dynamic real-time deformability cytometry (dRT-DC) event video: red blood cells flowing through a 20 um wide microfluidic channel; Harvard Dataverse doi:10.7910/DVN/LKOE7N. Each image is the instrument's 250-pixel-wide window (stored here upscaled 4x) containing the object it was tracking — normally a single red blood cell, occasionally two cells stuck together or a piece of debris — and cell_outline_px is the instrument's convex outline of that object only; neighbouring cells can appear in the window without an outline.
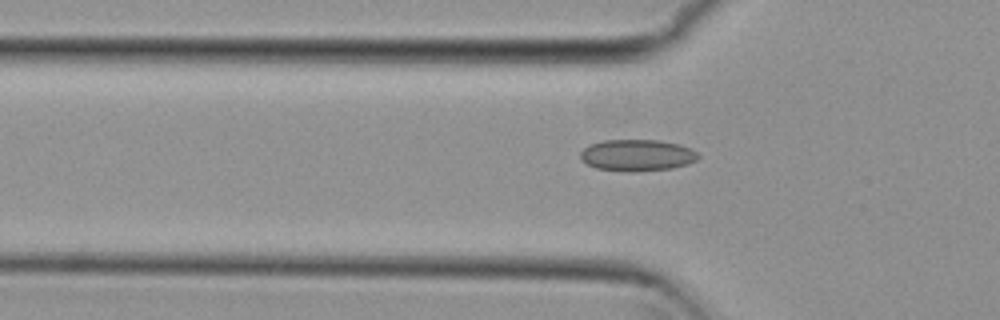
{"species": "common noctule bat (a hibernating species)", "species_latin": "Nyctalus noctula", "temperature_condition": "cold", "stored_images_in_passage": 33, "camera_frame_rate_fps": 3000, "um_per_image_px": 0.085, "animal": {"sex": "female", "body_mass_g": 29.2, "forearm_length_mm": 56.3}, "frame": {"image": 1, "passage_image": 2, "time_ms": 0.333, "image_size_px": [1000, 320], "cell_outline_px": [[700, 156], [696, 160], [688, 164], [672, 168], [632, 172], [628, 172], [596, 168], [580, 160], [580, 152], [588, 144], [604, 140], [656, 140], [680, 144], [692, 148]], "centroid_in_image_um": [54.14, 13.19], "position_along_channel_um": 71.7, "area_um2": 21.85}}
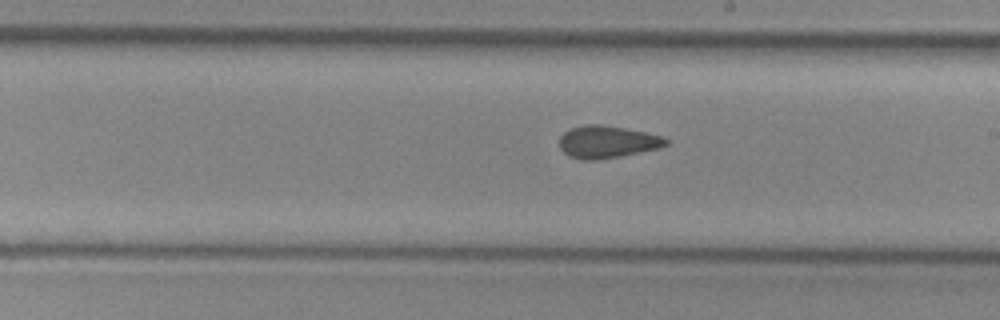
{"frame": {"image": 2, "passage_image": 15, "time_ms": 4.667, "image_size_px": [1000, 320], "cell_outline_px": [[672, 140], [668, 144], [660, 148], [620, 156], [596, 160], [580, 160], [568, 156], [560, 148], [560, 136], [568, 128], [584, 124], [600, 124], [624, 128], [644, 132], [660, 136]], "centroid_in_image_um": [51.59, 12.06], "position_along_channel_um": 237.4, "area_um2": 20.23}}
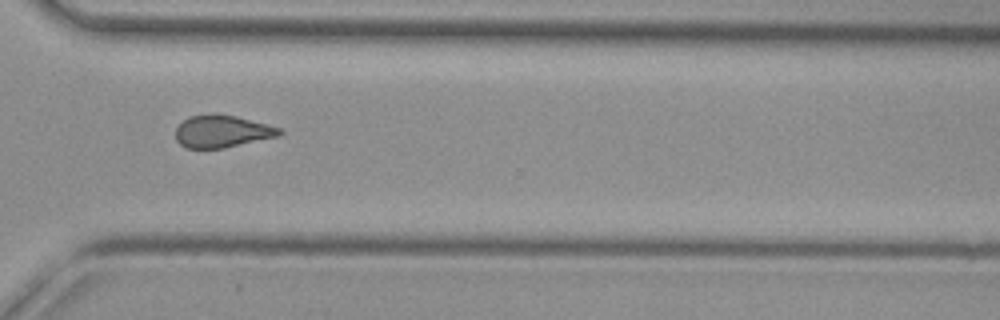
{"frame": {"image": 3, "passage_image": 24, "time_ms": 7.667, "image_size_px": [1000, 320], "cell_outline_px": [[284, 132], [276, 136], [224, 148], [184, 148], [176, 140], [176, 128], [188, 116], [208, 112], [212, 112], [236, 116], [280, 128]], "centroid_in_image_um": [18.81, 11.14], "position_along_channel_um": 351.8, "area_um2": 19.59}, "authors_computed_cell_mechanics": {"area_um2": 20.1144, "velocity_mm_per_s": 3.812, "shape_relaxation_time_tau1_ms": null, "shape_relaxation_time_tau2_ms": 2.7973, "deformation_change_tau1": null, "deformation_change_tau2": 0.1007}}